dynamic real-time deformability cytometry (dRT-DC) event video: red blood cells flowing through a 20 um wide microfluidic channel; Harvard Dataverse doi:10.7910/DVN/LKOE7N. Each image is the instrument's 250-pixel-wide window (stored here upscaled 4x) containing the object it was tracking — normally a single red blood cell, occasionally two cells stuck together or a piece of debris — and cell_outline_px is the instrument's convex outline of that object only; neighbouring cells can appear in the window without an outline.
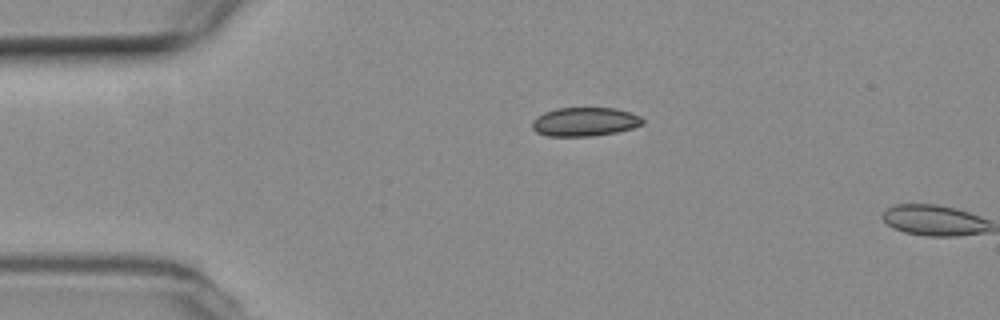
{"species": "common noctule bat (a hibernating species)", "species_latin": "Nyctalus noctula", "temperature_condition": "room temperature", "stored_images_in_passage": 2, "camera_frame_rate_fps": 3000, "um_per_image_px": 0.085, "animal": {"sex": "female", "body_mass_g": 19.3, "forearm_length_mm": 54.1}, "frame": {"image": 1, "passage_image": 1, "time_ms": 0.0, "image_size_px": [1000, 320], "cell_outline_px": [[644, 124], [632, 128], [616, 132], [592, 136], [548, 136], [536, 132], [532, 128], [532, 120], [544, 112], [556, 108], [616, 108], [640, 116], [644, 120]], "centroid_in_image_um": [49.69, 10.35], "position_along_channel_um": 35.3, "area_um2": 18.55}}